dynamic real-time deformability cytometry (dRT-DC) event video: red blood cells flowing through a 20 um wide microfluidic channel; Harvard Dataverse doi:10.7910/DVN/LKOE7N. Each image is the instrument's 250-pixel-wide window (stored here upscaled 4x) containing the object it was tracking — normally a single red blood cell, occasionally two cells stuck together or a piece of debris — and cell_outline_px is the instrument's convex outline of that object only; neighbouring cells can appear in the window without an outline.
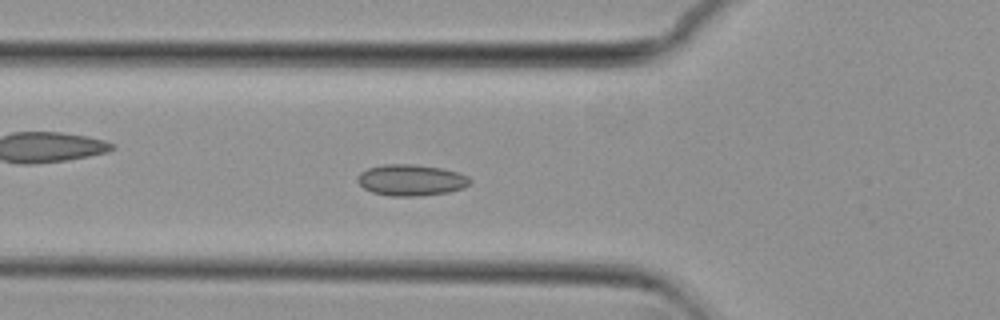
{"species": "common noctule bat (a hibernating species)", "species_latin": "Nyctalus noctula", "temperature_condition": "cold", "stored_images_in_passage": 39, "camera_frame_rate_fps": 3000, "um_per_image_px": 0.085, "animal": {"sex": "female", "body_mass_g": 29.2, "forearm_length_mm": 56.3}, "frame": {"image": 1, "passage_image": 3, "time_ms": 0.667, "image_size_px": [1000, 320], "cell_outline_px": [[472, 180], [464, 188], [448, 192], [420, 196], [388, 196], [372, 192], [364, 188], [356, 180], [360, 172], [368, 168], [384, 164], [412, 164], [440, 168], [456, 172], [468, 176]], "centroid_in_image_um": [34.92, 15.31], "position_along_channel_um": 90.9, "area_um2": 20.46}}
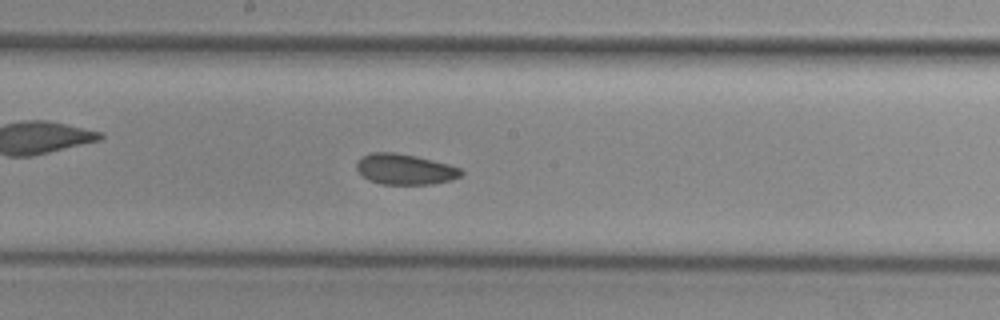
{"frame": {"image": 2, "passage_image": 13, "time_ms": 4.0, "image_size_px": [1000, 320], "cell_outline_px": [[464, 172], [460, 176], [452, 180], [432, 184], [380, 184], [368, 180], [356, 168], [356, 160], [360, 156], [372, 152], [392, 152], [416, 156], [448, 164], [460, 168]], "centroid_in_image_um": [34.39, 14.38], "position_along_channel_um": 213.8, "area_um2": 18.73}}
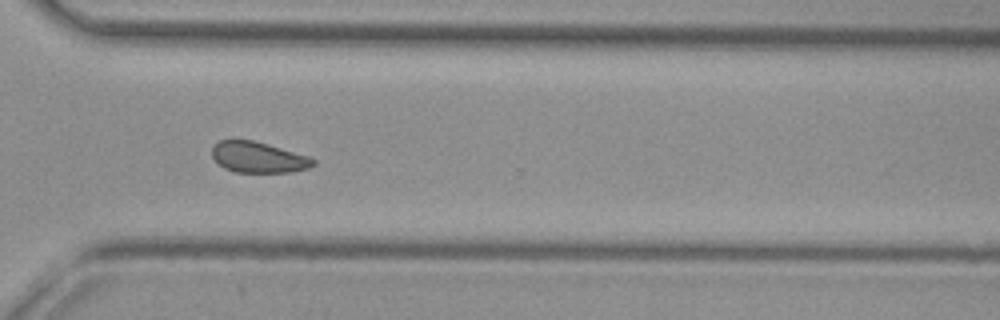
{"frame": {"image": 3, "passage_image": 24, "time_ms": 7.667, "image_size_px": [1000, 320], "cell_outline_px": [[316, 164], [308, 168], [292, 172], [236, 172], [224, 168], [212, 156], [212, 144], [220, 140], [252, 140], [308, 156], [316, 160]], "centroid_in_image_um": [21.95, 13.37], "position_along_channel_um": 348.7, "area_um2": 18.03}, "authors_computed_cell_mechanics": {"area_um2": 18.8428, "velocity_mm_per_s": 3.6819, "shape_relaxation_time_tau1_ms": null, "shape_relaxation_time_tau2_ms": 6.8729, "deformation_change_tau1": null, "deformation_change_tau2": 0.1092}}